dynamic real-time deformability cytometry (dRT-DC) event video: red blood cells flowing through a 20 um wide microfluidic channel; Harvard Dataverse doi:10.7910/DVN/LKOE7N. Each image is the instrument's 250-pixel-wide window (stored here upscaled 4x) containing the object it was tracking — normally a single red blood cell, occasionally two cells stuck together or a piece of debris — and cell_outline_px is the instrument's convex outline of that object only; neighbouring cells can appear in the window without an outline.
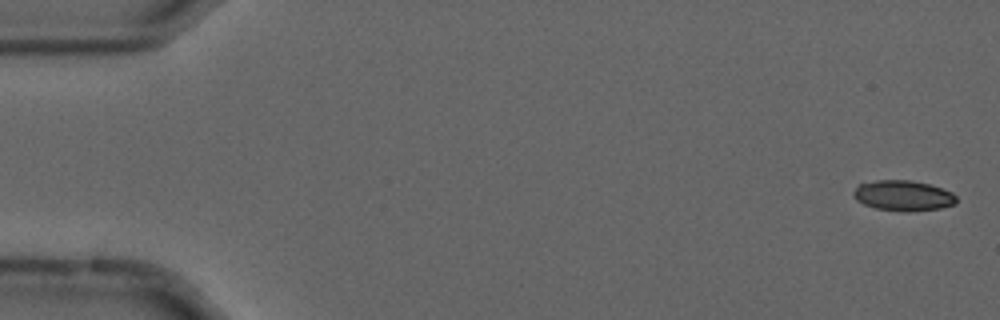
{"species": "common noctule bat (a hibernating species)", "species_latin": "Nyctalus noctula", "temperature_condition": "cold", "stored_images_in_passage": 56, "camera_frame_rate_fps": 3000, "um_per_image_px": 0.085, "animal": {"sex": "male", "forearm_length_mm": 52.5}, "frame": {"image": 1, "passage_image": 2, "time_ms": 0.333, "image_size_px": [1000, 320], "cell_outline_px": [[956, 204], [940, 208], [908, 212], [876, 208], [864, 204], [856, 200], [852, 196], [852, 192], [860, 184], [876, 180], [912, 180], [928, 184], [952, 192], [956, 196]], "centroid_in_image_um": [76.76, 16.63], "position_along_channel_um": 8.2, "area_um2": 18.21}}
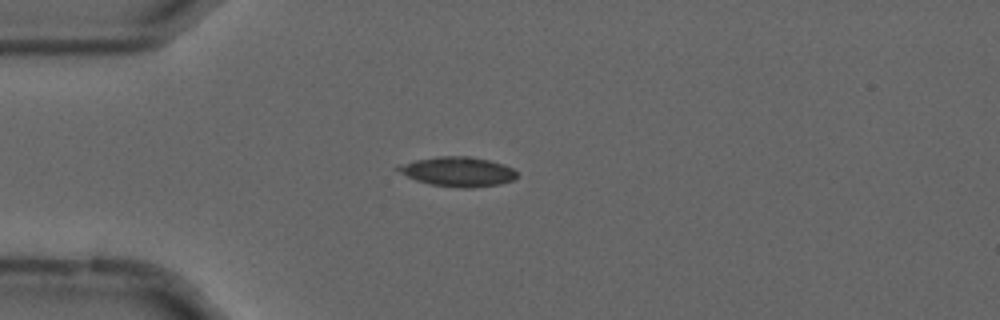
{"frame": {"image": 2, "passage_image": 15, "time_ms": 4.667, "image_size_px": [1000, 320], "cell_outline_px": [[516, 176], [512, 180], [500, 184], [472, 188], [464, 188], [428, 184], [416, 180], [392, 168], [416, 160], [440, 156], [468, 156], [488, 160], [504, 164], [512, 168], [516, 172]], "centroid_in_image_um": [38.92, 14.59], "position_along_channel_um": 46.1, "area_um2": 20.29}}
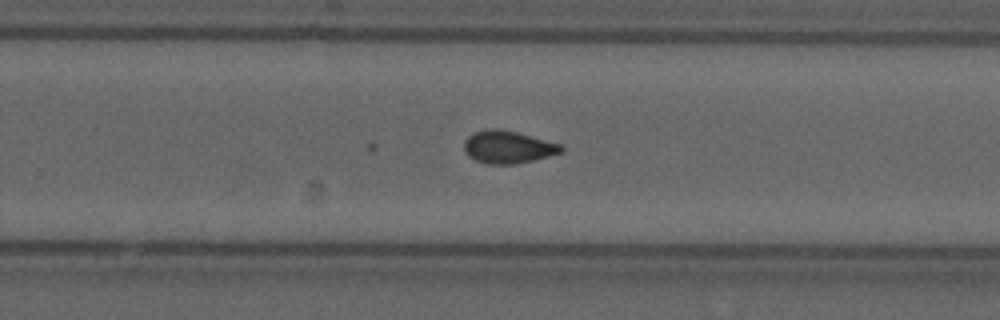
{"frame": {"image": 3, "passage_image": 36, "time_ms": 11.667, "image_size_px": [1000, 320], "cell_outline_px": [[564, 152], [516, 164], [488, 164], [476, 160], [468, 156], [464, 148], [464, 140], [472, 132], [488, 128], [496, 128], [516, 132], [560, 144], [564, 148]], "centroid_in_image_um": [43.15, 12.49], "position_along_channel_um": 286.7, "area_um2": 18.38}}